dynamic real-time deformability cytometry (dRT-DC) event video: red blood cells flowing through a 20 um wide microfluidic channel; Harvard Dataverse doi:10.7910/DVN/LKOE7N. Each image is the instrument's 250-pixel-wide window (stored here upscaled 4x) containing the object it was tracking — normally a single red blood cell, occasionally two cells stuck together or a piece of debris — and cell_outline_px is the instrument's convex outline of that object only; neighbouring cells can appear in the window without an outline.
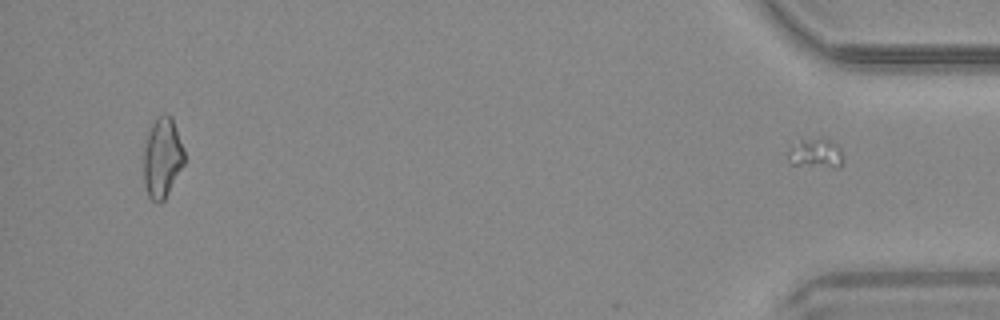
{"species": "common noctule bat (a hibernating species)", "species_latin": "Nyctalus noctula", "temperature_condition": "warm", "stored_images_in_passage": 28, "segment_of_instrument_passage": [2, 2], "camera_frame_rate_fps": 3000, "um_per_image_px": 0.085, "animal": {"sex": "male", "body_mass_g": 20.4}, "frame": {"image": 1, "passage_image": 28, "time_ms": 9.0, "image_size_px": [1000, 320], "cell_outline_px": [[844, 164], [840, 168], [836, 168], [788, 164], [788, 152], [792, 144], [800, 140], [820, 136], [824, 136], [832, 140], [840, 148], [844, 160]], "centroid_in_image_um": [69.37, 13.02], "position_along_channel_um": 365.8, "area_um2": 10.12}}